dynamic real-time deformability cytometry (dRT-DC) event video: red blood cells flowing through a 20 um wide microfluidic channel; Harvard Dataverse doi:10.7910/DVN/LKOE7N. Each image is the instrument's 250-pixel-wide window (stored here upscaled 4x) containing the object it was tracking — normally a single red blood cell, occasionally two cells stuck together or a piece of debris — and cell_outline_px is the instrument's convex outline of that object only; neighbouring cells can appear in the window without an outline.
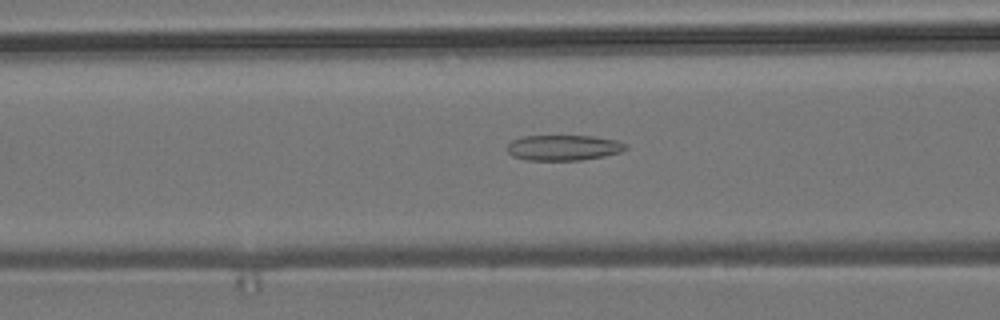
{"species": "common noctule bat (a hibernating species)", "species_latin": "Nyctalus noctula", "temperature_condition": "room temperature", "stored_images_in_passage": 5, "camera_frame_rate_fps": 3000, "um_per_image_px": 0.085, "animal": {"sex": "male", "body_mass_g": 19.2, "forearm_length_mm": 51.8}, "frame": {"image": 1, "passage_image": 5, "time_ms": 1.333, "image_size_px": [1000, 320], "cell_outline_px": [[628, 148], [620, 152], [604, 156], [580, 160], [528, 160], [512, 156], [508, 152], [508, 144], [512, 140], [524, 136], [592, 136], [616, 140], [628, 144]], "centroid_in_image_um": [47.92, 12.55], "position_along_channel_um": 118.7, "area_um2": 17.57}}